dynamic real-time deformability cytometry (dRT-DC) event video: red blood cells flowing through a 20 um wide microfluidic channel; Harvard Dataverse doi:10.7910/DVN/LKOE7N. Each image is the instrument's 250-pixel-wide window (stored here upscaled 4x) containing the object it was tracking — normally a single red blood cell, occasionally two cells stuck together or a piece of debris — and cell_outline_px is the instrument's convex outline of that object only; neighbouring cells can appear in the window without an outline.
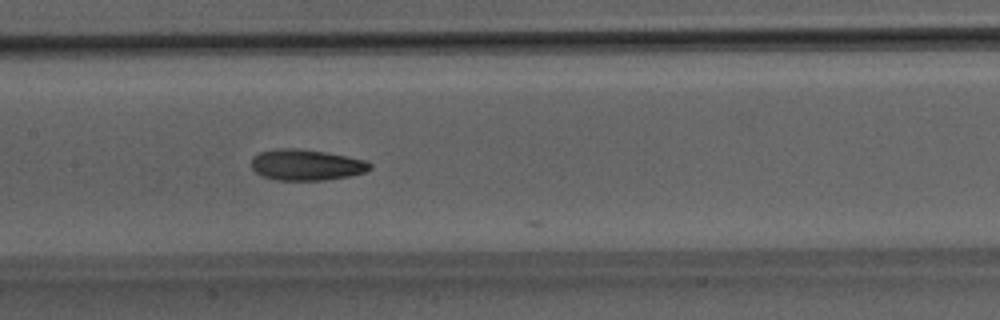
{"species": "Egyptian fruit bat (a non-hibernating species)", "species_latin": "Rousettus aegyptiacus", "temperature_condition": "room temperature", "stored_images_in_passage": 17, "camera_frame_rate_fps": 3000, "um_per_image_px": 0.085, "animal": {"sex": "male"}, "frame": {"image": 1, "passage_image": 16, "time_ms": 5.0, "image_size_px": [1000, 320], "cell_outline_px": [[372, 168], [364, 172], [348, 176], [324, 180], [276, 180], [260, 176], [252, 168], [252, 156], [260, 152], [276, 148], [296, 148], [324, 152], [368, 160], [372, 164]], "centroid_in_image_um": [26.02, 14.01], "position_along_channel_um": 181.4, "area_um2": 21.5}}